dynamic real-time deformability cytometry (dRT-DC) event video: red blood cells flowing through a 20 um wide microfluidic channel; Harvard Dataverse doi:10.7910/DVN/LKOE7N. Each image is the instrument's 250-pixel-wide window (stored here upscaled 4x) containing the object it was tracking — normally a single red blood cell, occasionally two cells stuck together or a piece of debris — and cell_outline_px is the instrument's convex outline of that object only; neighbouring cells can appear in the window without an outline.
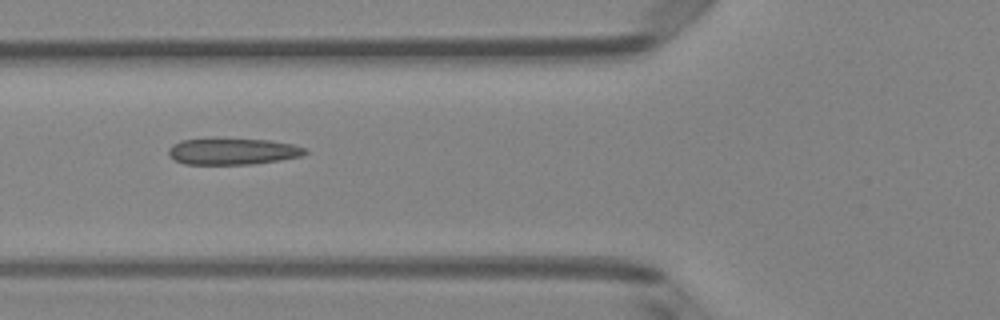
{"species": "Egyptian fruit bat (a non-hibernating species)", "species_latin": "Rousettus aegyptiacus", "temperature_condition": "room temperature", "stored_images_in_passage": 4, "camera_frame_rate_fps": 3000, "um_per_image_px": 0.085, "animal": {"sex": "female"}, "frame": {"image": 1, "passage_image": 4, "time_ms": 1.0, "image_size_px": [1000, 320], "cell_outline_px": [[308, 152], [300, 156], [280, 160], [252, 164], [184, 164], [168, 156], [168, 148], [172, 144], [180, 140], [272, 140], [292, 144], [308, 148]], "centroid_in_image_um": [19.8, 12.89], "position_along_channel_um": 106.0, "area_um2": 20.69}}